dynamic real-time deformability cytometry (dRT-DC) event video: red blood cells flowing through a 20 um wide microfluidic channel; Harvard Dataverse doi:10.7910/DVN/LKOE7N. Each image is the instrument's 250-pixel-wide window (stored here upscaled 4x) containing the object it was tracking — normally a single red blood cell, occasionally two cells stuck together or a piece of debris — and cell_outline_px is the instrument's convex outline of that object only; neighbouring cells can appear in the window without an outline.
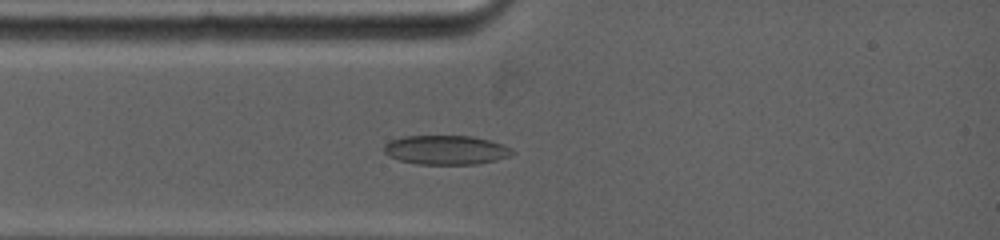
{"species": "common noctule bat (a hibernating species)", "species_latin": "Nyctalus noctula", "temperature_condition": "warm", "stored_images_in_passage": 40, "camera_frame_rate_fps": 5000, "um_per_image_px": 0.085, "animal": {"sex": "female", "body_mass_g": 19.0, "forearm_length_mm": 53.3}, "frame": {"image": 1, "passage_image": 4, "time_ms": 1.8, "image_size_px": [1000, 240], "cell_outline_px": [[516, 152], [512, 156], [476, 164], [420, 164], [400, 160], [384, 152], [384, 144], [392, 140], [404, 136], [472, 136], [504, 144]], "centroid_in_image_um": [37.95, 12.74], "position_along_channel_um": 47.0, "area_um2": 21.68}}
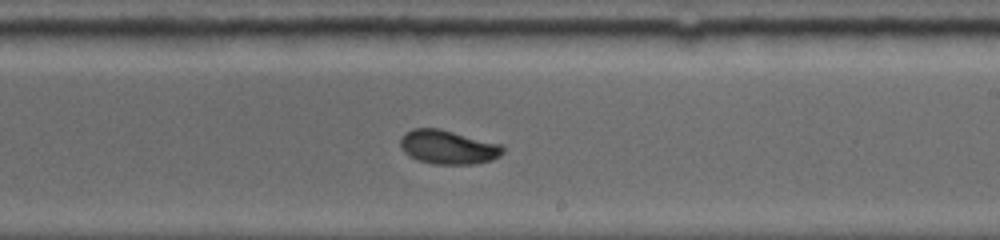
{"frame": {"image": 2, "passage_image": 23, "time_ms": 7.0, "image_size_px": [1000, 240], "cell_outline_px": [[504, 152], [500, 156], [492, 160], [472, 164], [432, 164], [416, 160], [408, 156], [404, 152], [400, 144], [400, 136], [404, 132], [412, 128], [440, 128], [500, 144], [504, 148]], "centroid_in_image_um": [38.04, 12.5], "position_along_channel_um": 251.0, "area_um2": 20.52}}
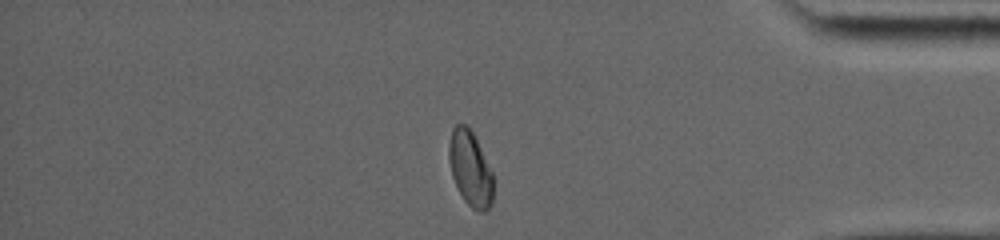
{"frame": {"image": 3, "passage_image": 38, "time_ms": 11.4, "image_size_px": [1000, 240], "cell_outline_px": [[492, 204], [484, 212], [480, 212], [472, 208], [464, 200], [452, 176], [448, 156], [448, 144], [452, 128], [456, 124], [464, 124], [472, 132], [492, 172]], "centroid_in_image_um": [39.95, 14.33], "position_along_channel_um": 395.2, "area_um2": 19.07}, "authors_computed_cell_mechanics": {"area_um2": 20.4901, "velocity_mm_per_s": 3.9168, "shape_relaxation_time_tau1_ms": 5.6536, "shape_relaxation_time_tau2_ms": 1.5608, "deformation_change_tau1": 0.1602, "deformation_change_tau2": 0.0473}}